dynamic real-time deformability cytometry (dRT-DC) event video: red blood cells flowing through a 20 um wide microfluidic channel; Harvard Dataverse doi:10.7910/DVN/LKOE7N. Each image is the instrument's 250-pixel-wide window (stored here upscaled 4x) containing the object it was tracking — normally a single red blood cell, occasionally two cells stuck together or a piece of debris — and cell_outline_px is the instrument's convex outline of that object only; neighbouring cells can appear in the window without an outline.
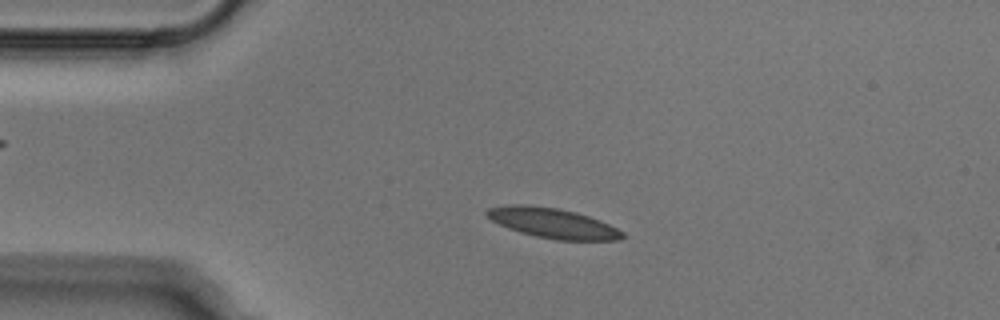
{"species": "Egyptian fruit bat (a non-hibernating species)", "species_latin": "Rousettus aegyptiacus", "temperature_condition": "cold", "stored_images_in_passage": 52, "camera_frame_rate_fps": 3000, "um_per_image_px": 0.085, "animal": {"sex": "male"}, "frame": {"image": 1, "passage_image": 11, "time_ms": 3.333, "image_size_px": [1000, 320], "cell_outline_px": [[628, 236], [620, 240], [556, 240], [536, 236], [520, 232], [508, 228], [492, 220], [484, 212], [488, 208], [508, 204], [528, 204], [556, 208], [576, 212], [600, 220], [624, 232]], "centroid_in_image_um": [47.0, 18.96], "position_along_channel_um": 38.0, "area_um2": 23.76}}
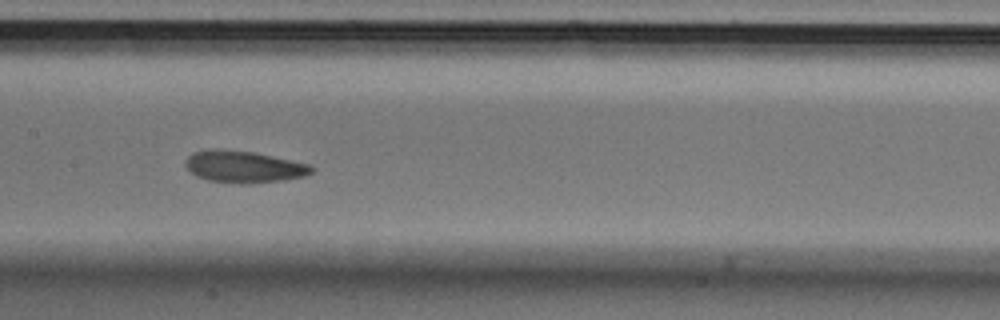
{"frame": {"image": 2, "passage_image": 25, "time_ms": 8.0, "image_size_px": [1000, 320], "cell_outline_px": [[316, 168], [312, 172], [304, 176], [284, 180], [252, 184], [240, 184], [208, 180], [196, 176], [184, 164], [184, 160], [192, 152], [212, 148], [216, 148], [252, 152], [308, 164]], "centroid_in_image_um": [20.69, 14.18], "position_along_channel_um": 186.7, "area_um2": 23.47}}
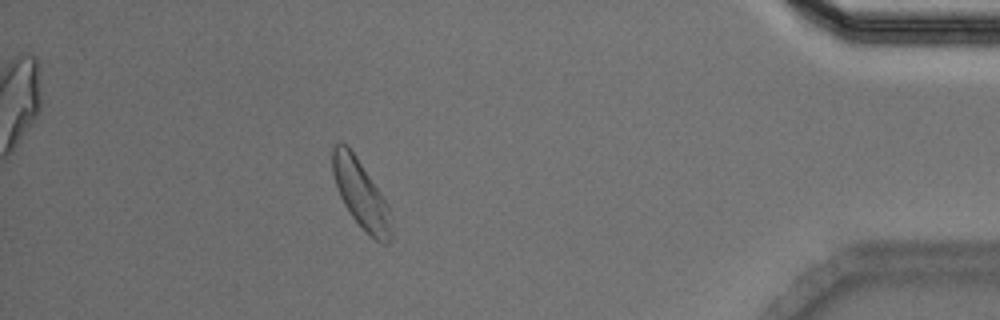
{"frame": {"image": 3, "passage_image": 46, "time_ms": 15.0, "image_size_px": [1000, 320], "cell_outline_px": [[392, 240], [388, 244], [384, 244], [376, 240], [352, 216], [344, 204], [340, 196], [332, 172], [332, 144], [340, 140], [348, 144], [388, 204], [392, 232]], "centroid_in_image_um": [30.65, 16.44], "position_along_channel_um": 404.5, "area_um2": 23.12}}